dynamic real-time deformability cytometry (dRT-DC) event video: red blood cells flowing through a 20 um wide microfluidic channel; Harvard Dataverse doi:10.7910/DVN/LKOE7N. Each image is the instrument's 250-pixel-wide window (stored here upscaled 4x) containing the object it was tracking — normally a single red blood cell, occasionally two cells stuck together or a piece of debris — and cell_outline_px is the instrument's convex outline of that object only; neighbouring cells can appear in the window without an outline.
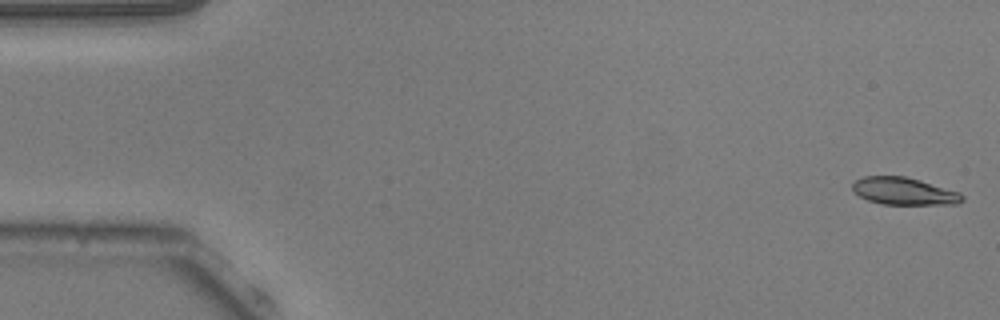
{"species": "common noctule bat (a hibernating species)", "species_latin": "Nyctalus noctula", "temperature_condition": "warm", "stored_images_in_passage": 53, "camera_frame_rate_fps": 3000, "um_per_image_px": 0.085, "animal": {"sex": "male", "body_mass_g": 20.5, "forearm_length_mm": 52.5}, "frame": {"image": 1, "passage_image": 1, "time_ms": 0.0, "image_size_px": [1000, 320], "cell_outline_px": [[964, 200], [956, 204], [884, 204], [868, 200], [860, 196], [852, 188], [852, 184], [856, 180], [864, 176], [904, 176], [920, 180], [960, 192], [964, 196]], "centroid_in_image_um": [76.86, 16.25], "position_along_channel_um": 8.1, "area_um2": 17.34}}
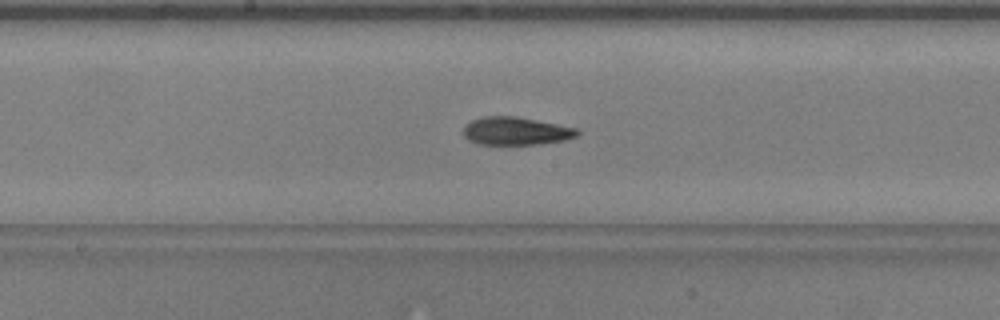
{"frame": {"image": 2, "passage_image": 27, "time_ms": 8.667, "image_size_px": [1000, 320], "cell_outline_px": [[580, 132], [576, 136], [564, 140], [540, 144], [480, 144], [468, 140], [464, 136], [464, 128], [472, 120], [484, 116], [516, 116], [576, 128]], "centroid_in_image_um": [43.85, 11.14], "position_along_channel_um": 204.4, "area_um2": 18.32}}
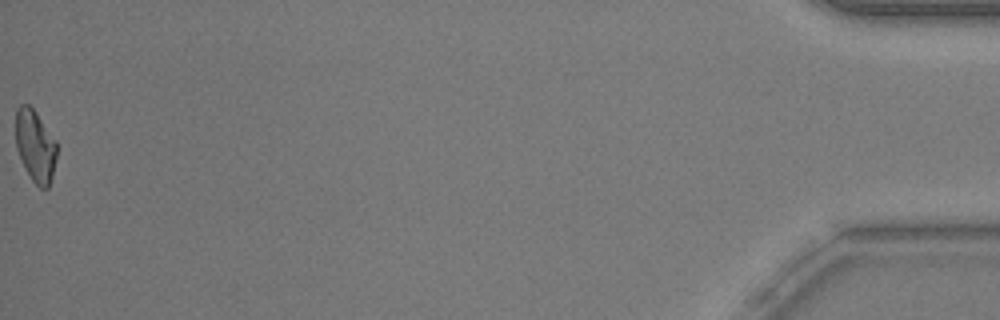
{"frame": {"image": 3, "passage_image": 53, "time_ms": 17.333, "image_size_px": [1000, 320], "cell_outline_px": [[56, 156], [52, 176], [48, 188], [40, 188], [32, 180], [24, 168], [16, 148], [16, 108], [20, 104], [28, 104], [36, 112], [56, 140]], "centroid_in_image_um": [2.98, 12.39], "position_along_channel_um": 432.2, "area_um2": 17.22}, "authors_computed_cell_mechanics": {"area_um2": 18.0914, "velocity_mm_per_s": 3.8212, "shape_relaxation_time_tau1_ms": 5.2502, "shape_relaxation_time_tau2_ms": 2.2638, "deformation_change_tau1": 0.1493, "deformation_change_tau2": 0.093}}